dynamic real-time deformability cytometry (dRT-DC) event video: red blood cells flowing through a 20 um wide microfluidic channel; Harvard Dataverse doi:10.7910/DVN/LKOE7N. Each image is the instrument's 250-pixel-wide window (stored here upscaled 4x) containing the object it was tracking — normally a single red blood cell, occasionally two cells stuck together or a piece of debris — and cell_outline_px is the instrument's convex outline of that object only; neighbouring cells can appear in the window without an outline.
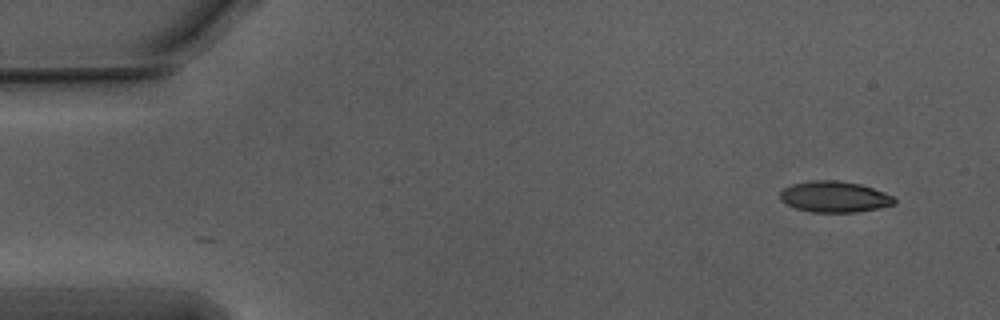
{"species": "Egyptian fruit bat (a non-hibernating species)", "species_latin": "Rousettus aegyptiacus", "temperature_condition": "warm", "stored_images_in_passage": 18, "camera_frame_rate_fps": 3000, "um_per_image_px": 0.085, "animal": {"sex": "male"}, "frame": {"image": 1, "passage_image": 1, "time_ms": 0.0, "image_size_px": [1000, 320], "cell_outline_px": [[896, 200], [892, 204], [876, 208], [856, 212], [812, 212], [796, 208], [780, 200], [780, 192], [784, 188], [792, 184], [812, 180], [836, 180], [860, 184], [872, 188], [892, 196]], "centroid_in_image_um": [70.88, 16.72], "position_along_channel_um": 14.1, "area_um2": 20.35}}
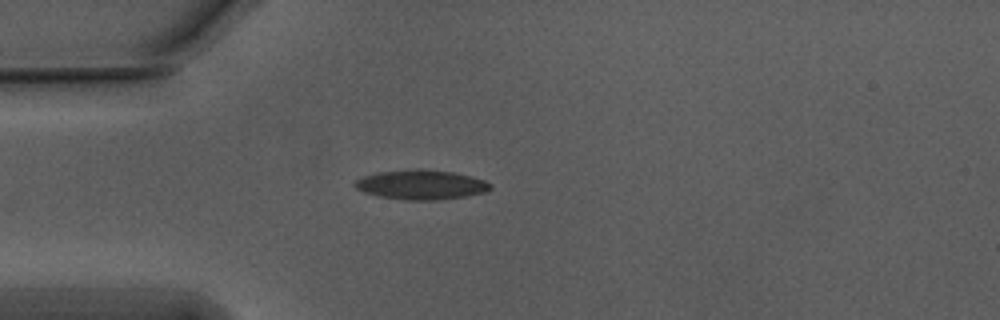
{"frame": {"image": 2, "passage_image": 12, "time_ms": 3.667, "image_size_px": [1000, 320], "cell_outline_px": [[492, 188], [484, 192], [468, 196], [436, 200], [408, 200], [380, 196], [364, 192], [356, 188], [352, 184], [356, 180], [364, 176], [380, 172], [416, 168], [420, 168], [456, 172], [472, 176], [484, 180], [492, 184]], "centroid_in_image_um": [35.83, 15.69], "position_along_channel_um": 49.2, "area_um2": 23.47}}
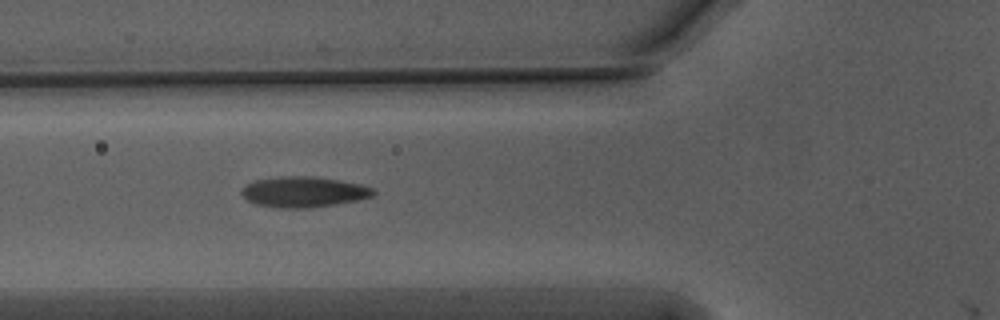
{"frame": {"image": 3, "passage_image": 17, "time_ms": 5.333, "image_size_px": [1000, 320], "cell_outline_px": [[376, 192], [372, 196], [360, 200], [336, 204], [304, 208], [280, 208], [256, 204], [248, 200], [240, 192], [248, 184], [256, 180], [288, 176], [312, 176], [360, 184], [372, 188]], "centroid_in_image_um": [25.84, 16.32], "position_along_channel_um": 100.0, "area_um2": 23.12}}